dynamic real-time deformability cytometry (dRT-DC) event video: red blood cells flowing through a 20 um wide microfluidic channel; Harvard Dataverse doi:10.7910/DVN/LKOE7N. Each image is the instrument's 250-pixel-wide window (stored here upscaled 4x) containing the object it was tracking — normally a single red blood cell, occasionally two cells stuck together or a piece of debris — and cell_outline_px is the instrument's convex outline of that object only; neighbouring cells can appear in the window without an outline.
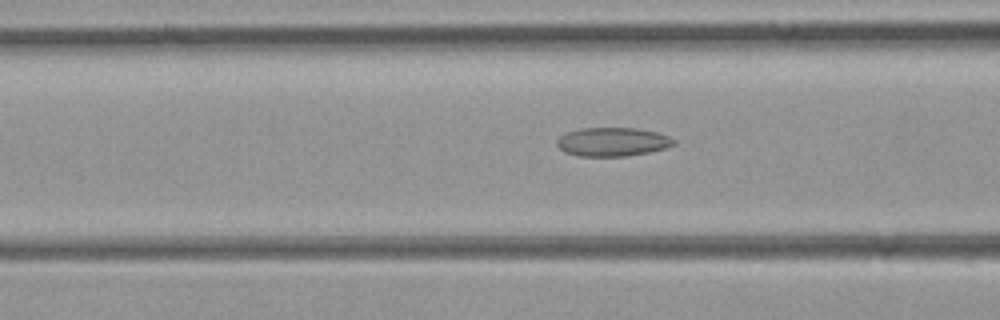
{"species": "common noctule bat (a hibernating species)", "species_latin": "Nyctalus noctula", "temperature_condition": "room temperature", "stored_images_in_passage": 35, "camera_frame_rate_fps": 3000, "um_per_image_px": 0.085, "animal": {"sex": "female", "body_mass_g": 21.9}, "frame": {"image": 1, "passage_image": 10, "time_ms": 3.0, "image_size_px": [1000, 320], "cell_outline_px": [[676, 144], [664, 148], [648, 152], [628, 156], [580, 156], [564, 152], [556, 144], [556, 140], [560, 136], [568, 132], [580, 128], [636, 128], [656, 132], [668, 136], [676, 140]], "centroid_in_image_um": [52.06, 12.06], "position_along_channel_um": 114.5, "area_um2": 19.54}}
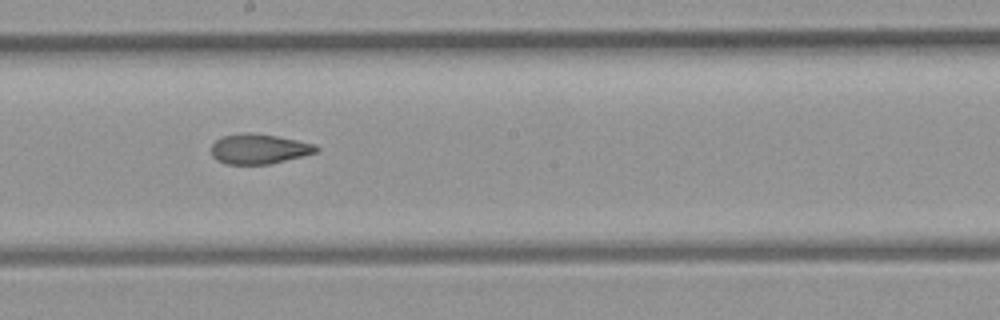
{"frame": {"image": 2, "passage_image": 18, "time_ms": 5.667, "image_size_px": [1000, 320], "cell_outline_px": [[320, 148], [316, 152], [268, 164], [228, 164], [216, 160], [212, 156], [212, 144], [216, 140], [224, 136], [276, 136], [296, 140], [312, 144]], "centroid_in_image_um": [22.0, 12.71], "position_along_channel_um": 226.2, "area_um2": 17.17}}
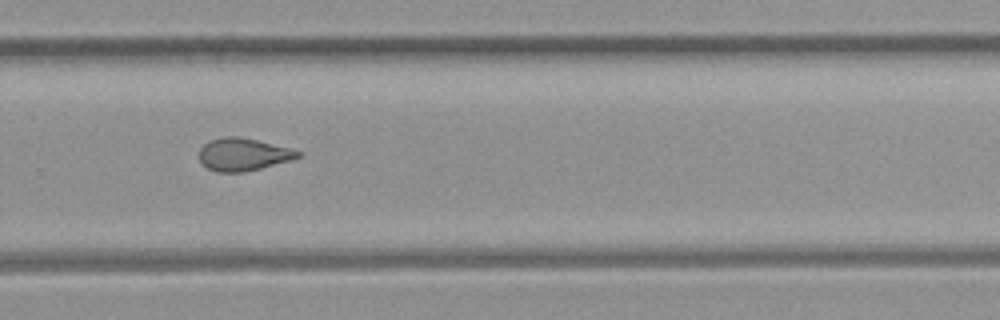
{"frame": {"image": 3, "passage_image": 24, "time_ms": 7.667, "image_size_px": [1000, 320], "cell_outline_px": [[304, 152], [300, 156], [292, 160], [244, 172], [216, 172], [208, 168], [200, 160], [200, 148], [204, 144], [212, 140], [224, 136], [236, 136], [256, 140]], "centroid_in_image_um": [20.68, 13.13], "position_along_channel_um": 309.1, "area_um2": 18.5}}